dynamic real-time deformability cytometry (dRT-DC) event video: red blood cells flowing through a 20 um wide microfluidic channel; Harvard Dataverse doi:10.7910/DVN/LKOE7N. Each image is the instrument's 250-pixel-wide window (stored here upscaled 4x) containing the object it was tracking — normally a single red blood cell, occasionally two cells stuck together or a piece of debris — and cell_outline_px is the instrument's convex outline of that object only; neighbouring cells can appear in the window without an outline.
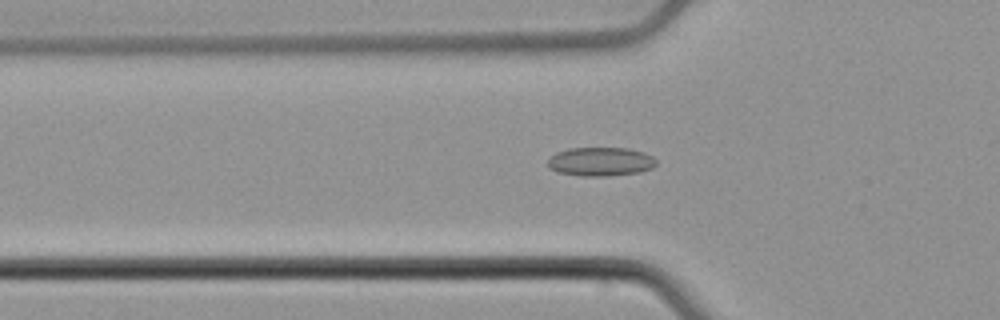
{"species": "common noctule bat (a hibernating species)", "species_latin": "Nyctalus noctula", "temperature_condition": "cold", "stored_images_in_passage": 55, "camera_frame_rate_fps": 3000, "um_per_image_px": 0.085, "animal": {"sex": "male", "body_mass_g": 21.5, "forearm_length_mm": 52.0}, "frame": {"image": 1, "passage_image": 19, "time_ms": 6.0, "image_size_px": [1000, 320], "cell_outline_px": [[656, 164], [652, 168], [640, 172], [608, 176], [580, 176], [556, 172], [548, 168], [548, 160], [556, 152], [568, 148], [628, 148], [644, 152], [652, 156], [656, 160]], "centroid_in_image_um": [51.03, 13.74], "position_along_channel_um": 74.8, "area_um2": 18.38}}
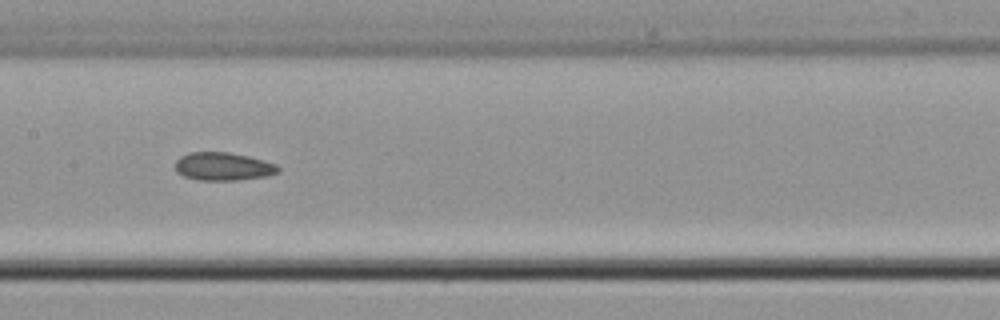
{"frame": {"image": 2, "passage_image": 28, "time_ms": 9.0, "image_size_px": [1000, 320], "cell_outline_px": [[280, 172], [268, 176], [236, 180], [196, 180], [184, 176], [176, 172], [176, 160], [180, 156], [188, 152], [228, 152], [248, 156], [264, 160], [276, 164], [280, 168]], "centroid_in_image_um": [18.97, 14.15], "position_along_channel_um": 188.4, "area_um2": 16.99}}
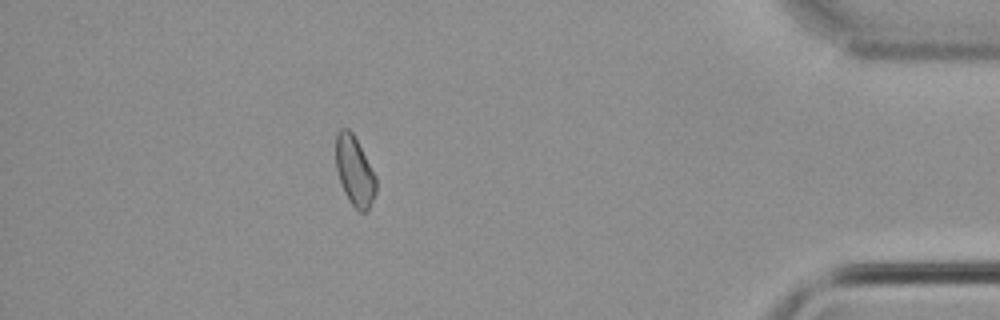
{"frame": {"image": 3, "passage_image": 49, "time_ms": 16.0, "image_size_px": [1000, 320], "cell_outline_px": [[376, 192], [368, 212], [360, 212], [352, 204], [344, 192], [336, 168], [336, 136], [340, 128], [348, 128], [352, 132], [376, 176]], "centroid_in_image_um": [30.15, 14.55], "position_along_channel_um": 405.1, "area_um2": 16.13}, "authors_computed_cell_mechanics": {"area_um2": 16.9354, "velocity_mm_per_s": 3.7837, "shape_relaxation_time_tau1_ms": null, "shape_relaxation_time_tau2_ms": 4.1707, "deformation_change_tau1": null, "deformation_change_tau2": 0.1012}}